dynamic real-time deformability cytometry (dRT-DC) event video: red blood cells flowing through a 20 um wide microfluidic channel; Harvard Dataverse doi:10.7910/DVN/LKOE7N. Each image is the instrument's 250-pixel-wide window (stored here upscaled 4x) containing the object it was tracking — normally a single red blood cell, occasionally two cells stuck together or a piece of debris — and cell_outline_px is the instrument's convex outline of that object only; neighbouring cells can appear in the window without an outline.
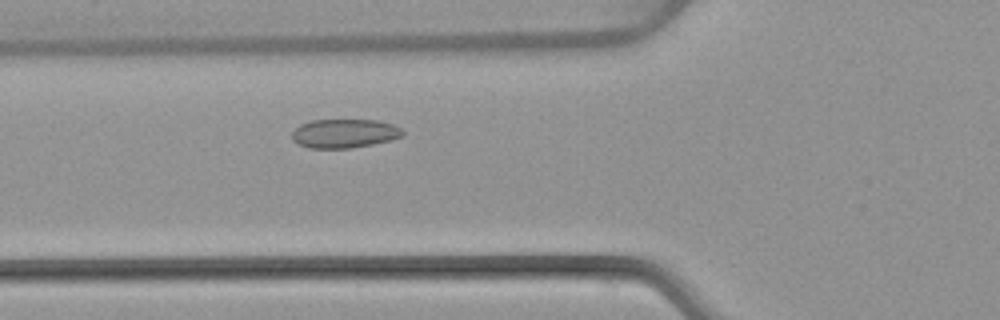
{"species": "common noctule bat (a hibernating species)", "species_latin": "Nyctalus noctula", "temperature_condition": "warm", "stored_images_in_passage": 40, "camera_frame_rate_fps": 3000, "um_per_image_px": 0.085, "animal": {"sex": "female", "body_mass_g": 22.7, "forearm_length_mm": 54.2}, "frame": {"image": 1, "passage_image": 8, "time_ms": 2.333, "image_size_px": [1000, 320], "cell_outline_px": [[404, 136], [392, 140], [352, 148], [308, 148], [296, 144], [292, 140], [292, 132], [300, 124], [312, 120], [380, 120], [392, 124], [400, 128], [404, 132]], "centroid_in_image_um": [29.27, 11.35], "position_along_channel_um": 96.5, "area_um2": 18.84}}
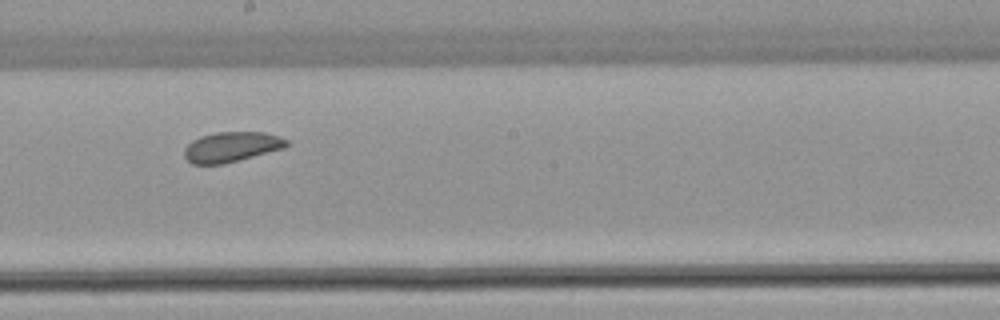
{"frame": {"image": 2, "passage_image": 18, "time_ms": 5.667, "image_size_px": [1000, 320], "cell_outline_px": [[288, 144], [284, 148], [224, 164], [192, 164], [184, 156], [184, 148], [192, 140], [200, 136], [216, 132], [264, 132], [280, 136], [288, 140]], "centroid_in_image_um": [19.67, 12.48], "position_along_channel_um": 228.5, "area_um2": 17.98}}
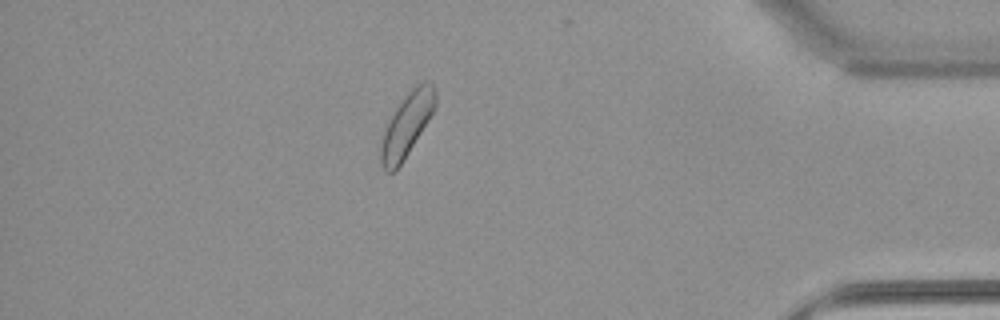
{"frame": {"image": 3, "passage_image": 34, "time_ms": 11.0, "image_size_px": [1000, 320], "cell_outline_px": [[436, 104], [428, 120], [404, 160], [392, 172], [388, 172], [380, 164], [380, 144], [384, 128], [396, 108], [404, 96], [416, 84], [424, 80], [432, 80], [436, 88]], "centroid_in_image_um": [34.58, 10.56], "position_along_channel_um": 400.6, "area_um2": 20.17}, "authors_computed_cell_mechanics": {"area_um2": 18.8139, "velocity_mm_per_s": 3.9563, "shape_relaxation_time_tau1_ms": 1.8319, "shape_relaxation_time_tau2_ms": 3.8666, "deformation_change_tau1": 0.0354, "deformation_change_tau2": 0.0756}}